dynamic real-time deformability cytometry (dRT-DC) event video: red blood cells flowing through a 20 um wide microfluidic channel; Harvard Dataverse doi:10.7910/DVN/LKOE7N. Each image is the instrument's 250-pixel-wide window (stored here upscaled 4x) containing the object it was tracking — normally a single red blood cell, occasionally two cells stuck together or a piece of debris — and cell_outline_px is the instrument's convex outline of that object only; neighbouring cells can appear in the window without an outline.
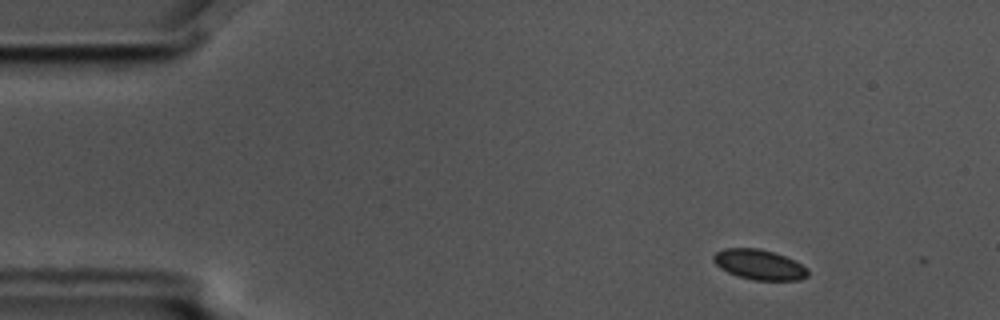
{"species": "common noctule bat (a hibernating species)", "species_latin": "Nyctalus noctula", "temperature_condition": "cold", "stored_images_in_passage": 5, "camera_frame_rate_fps": 3000, "um_per_image_px": 0.085, "animal": {"sex": "male", "body_mass_g": 17.5, "forearm_length_mm": 52.3}, "frame": {"image": 1, "passage_image": 4, "time_ms": 1.0, "image_size_px": [1000, 320], "cell_outline_px": [[808, 276], [800, 280], [752, 280], [736, 276], [720, 268], [712, 260], [712, 256], [716, 252], [724, 248], [760, 248], [784, 256], [808, 268]], "centroid_in_image_um": [64.5, 22.5], "position_along_channel_um": 20.5, "area_um2": 16.59}}